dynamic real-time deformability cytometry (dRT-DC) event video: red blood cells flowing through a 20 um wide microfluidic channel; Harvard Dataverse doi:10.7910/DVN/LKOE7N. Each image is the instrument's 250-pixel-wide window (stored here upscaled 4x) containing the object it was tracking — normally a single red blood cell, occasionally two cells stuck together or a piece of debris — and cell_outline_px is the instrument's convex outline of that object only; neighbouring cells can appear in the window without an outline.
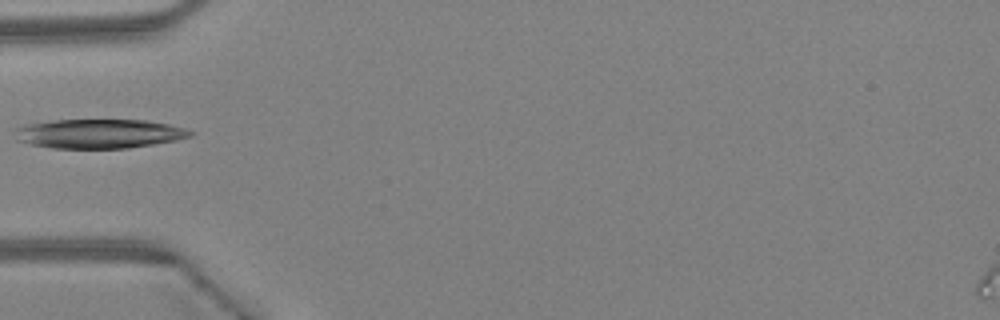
{"species": "Egyptian fruit bat (a non-hibernating species)", "species_latin": "Rousettus aegyptiacus", "temperature_condition": "warm", "stored_images_in_passage": 27, "camera_frame_rate_fps": 3000, "um_per_image_px": 0.085, "animal": {"sex": "female"}, "frame": {"image": 1, "passage_image": 1, "time_ms": 0.0, "image_size_px": [1000, 320], "cell_outline_px": [[196, 132], [192, 136], [176, 140], [128, 148], [52, 148], [28, 144], [16, 140], [12, 132], [16, 128], [24, 124], [56, 120], [148, 120], [168, 124], [184, 128]], "centroid_in_image_um": [8.38, 11.36], "position_along_channel_um": 76.6, "area_um2": 30.11}}
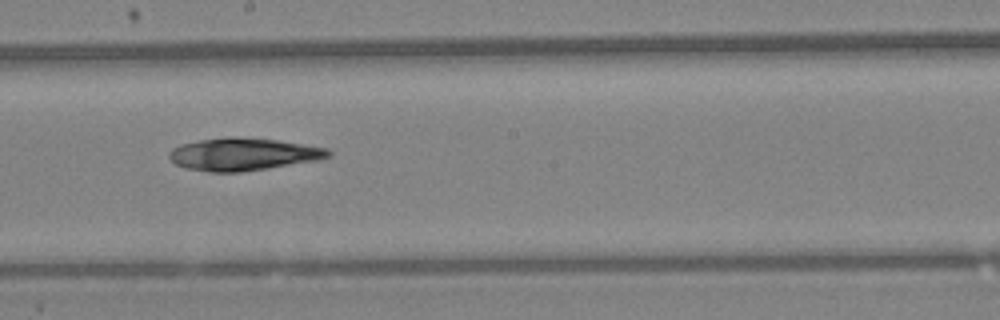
{"frame": {"image": 2, "passage_image": 11, "time_ms": 3.333, "image_size_px": [1000, 320], "cell_outline_px": [[332, 156], [316, 160], [268, 168], [240, 172], [208, 172], [188, 168], [176, 164], [168, 156], [168, 152], [172, 148], [180, 144], [200, 140], [228, 136], [236, 136], [276, 140], [328, 148], [332, 152]], "centroid_in_image_um": [20.66, 13.1], "position_along_channel_um": 227.5, "area_um2": 30.11}}
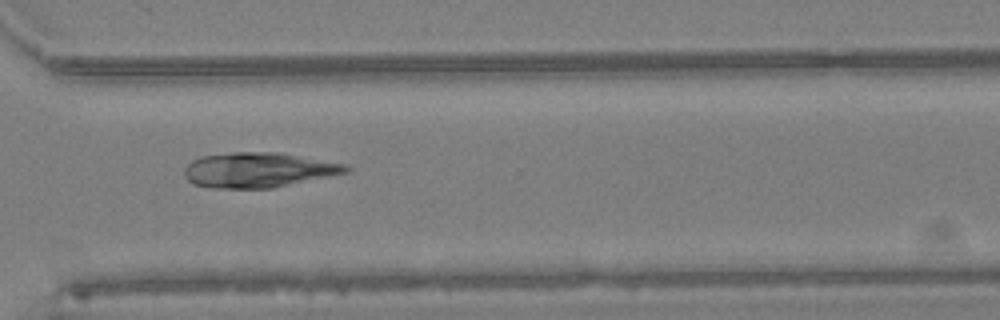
{"frame": {"image": 3, "passage_image": 19, "time_ms": 6.0, "image_size_px": [1000, 320], "cell_outline_px": [[352, 168], [348, 172], [272, 188], [208, 188], [192, 184], [184, 176], [184, 168], [192, 160], [200, 156], [236, 152], [276, 152], [348, 164]], "centroid_in_image_um": [21.94, 14.45], "position_along_channel_um": 348.7, "area_um2": 33.0}}